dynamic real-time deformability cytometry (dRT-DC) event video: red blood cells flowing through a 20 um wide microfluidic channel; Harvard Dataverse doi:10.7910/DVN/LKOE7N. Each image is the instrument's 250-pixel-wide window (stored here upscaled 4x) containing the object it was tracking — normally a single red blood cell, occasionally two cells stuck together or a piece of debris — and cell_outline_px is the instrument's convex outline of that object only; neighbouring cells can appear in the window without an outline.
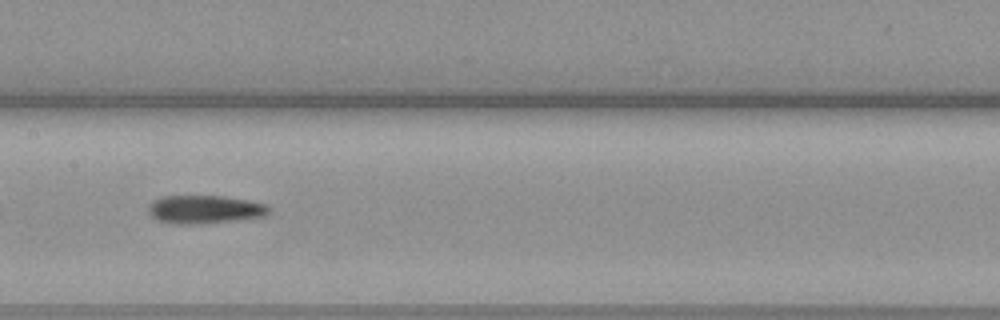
{"species": "common noctule bat (a hibernating species)", "species_latin": "Nyctalus noctula", "temperature_condition": "warm", "stored_images_in_passage": 40, "camera_frame_rate_fps": 3000, "um_per_image_px": 0.085, "animal": {"sex": "female", "body_mass_g": 19.3, "forearm_length_mm": 54.1}, "frame": {"image": 1, "passage_image": 12, "time_ms": 3.667, "image_size_px": [1000, 320], "cell_outline_px": [[272, 212], [268, 216], [236, 220], [188, 224], [176, 224], [160, 220], [152, 216], [148, 208], [160, 196], [224, 196], [248, 200], [268, 204], [272, 208]], "centroid_in_image_um": [17.53, 17.79], "position_along_channel_um": 189.9, "area_um2": 19.77}, "authors_computed_cell_mechanics": {"area_um2": 19.6809, "velocity_mm_per_s": 3.6087, "shape_relaxation_time_tau1_ms": null, "shape_relaxation_time_tau2_ms": 3.7889, "deformation_change_tau1": null, "deformation_change_tau2": 0.1211}}